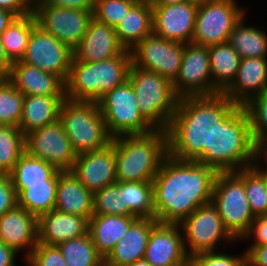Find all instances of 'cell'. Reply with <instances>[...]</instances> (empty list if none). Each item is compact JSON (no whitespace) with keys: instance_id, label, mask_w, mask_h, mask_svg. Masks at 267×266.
<instances>
[{"instance_id":"ee69618b","label":"cell","mask_w":267,"mask_h":266,"mask_svg":"<svg viewBox=\"0 0 267 266\" xmlns=\"http://www.w3.org/2000/svg\"><path fill=\"white\" fill-rule=\"evenodd\" d=\"M25 266H67L58 246L38 243L29 257Z\"/></svg>"},{"instance_id":"91938a15","label":"cell","mask_w":267,"mask_h":266,"mask_svg":"<svg viewBox=\"0 0 267 266\" xmlns=\"http://www.w3.org/2000/svg\"><path fill=\"white\" fill-rule=\"evenodd\" d=\"M138 2H142V3H149V4H153L156 0H137Z\"/></svg>"},{"instance_id":"d6a6232c","label":"cell","mask_w":267,"mask_h":266,"mask_svg":"<svg viewBox=\"0 0 267 266\" xmlns=\"http://www.w3.org/2000/svg\"><path fill=\"white\" fill-rule=\"evenodd\" d=\"M53 165L25 152L9 173L12 184H46L58 181V173Z\"/></svg>"},{"instance_id":"83f0119b","label":"cell","mask_w":267,"mask_h":266,"mask_svg":"<svg viewBox=\"0 0 267 266\" xmlns=\"http://www.w3.org/2000/svg\"><path fill=\"white\" fill-rule=\"evenodd\" d=\"M65 96L25 95L19 129L25 136L29 132L52 124L59 119Z\"/></svg>"},{"instance_id":"7c38bea8","label":"cell","mask_w":267,"mask_h":266,"mask_svg":"<svg viewBox=\"0 0 267 266\" xmlns=\"http://www.w3.org/2000/svg\"><path fill=\"white\" fill-rule=\"evenodd\" d=\"M32 14L36 25L74 50L84 37L93 11L74 10L50 5H37Z\"/></svg>"},{"instance_id":"7bdbcfd3","label":"cell","mask_w":267,"mask_h":266,"mask_svg":"<svg viewBox=\"0 0 267 266\" xmlns=\"http://www.w3.org/2000/svg\"><path fill=\"white\" fill-rule=\"evenodd\" d=\"M225 252V253H224ZM244 252V253H243ZM233 255L225 250L206 252L189 258L190 266H246V253Z\"/></svg>"},{"instance_id":"f6af8a7d","label":"cell","mask_w":267,"mask_h":266,"mask_svg":"<svg viewBox=\"0 0 267 266\" xmlns=\"http://www.w3.org/2000/svg\"><path fill=\"white\" fill-rule=\"evenodd\" d=\"M17 206V195L7 173H0V217Z\"/></svg>"},{"instance_id":"52a82bcc","label":"cell","mask_w":267,"mask_h":266,"mask_svg":"<svg viewBox=\"0 0 267 266\" xmlns=\"http://www.w3.org/2000/svg\"><path fill=\"white\" fill-rule=\"evenodd\" d=\"M142 117L155 129L167 131L179 97L173 83L161 75L131 65L128 73Z\"/></svg>"},{"instance_id":"bcb514c9","label":"cell","mask_w":267,"mask_h":266,"mask_svg":"<svg viewBox=\"0 0 267 266\" xmlns=\"http://www.w3.org/2000/svg\"><path fill=\"white\" fill-rule=\"evenodd\" d=\"M241 241L248 245L267 244V214L258 216L252 221L249 231Z\"/></svg>"},{"instance_id":"ffe728a7","label":"cell","mask_w":267,"mask_h":266,"mask_svg":"<svg viewBox=\"0 0 267 266\" xmlns=\"http://www.w3.org/2000/svg\"><path fill=\"white\" fill-rule=\"evenodd\" d=\"M0 241L26 260L38 244V218L16 206L0 217Z\"/></svg>"},{"instance_id":"6da1fadb","label":"cell","mask_w":267,"mask_h":266,"mask_svg":"<svg viewBox=\"0 0 267 266\" xmlns=\"http://www.w3.org/2000/svg\"><path fill=\"white\" fill-rule=\"evenodd\" d=\"M216 174L210 166L168 154L153 179L155 219L180 224L198 207L211 203Z\"/></svg>"},{"instance_id":"d590c367","label":"cell","mask_w":267,"mask_h":266,"mask_svg":"<svg viewBox=\"0 0 267 266\" xmlns=\"http://www.w3.org/2000/svg\"><path fill=\"white\" fill-rule=\"evenodd\" d=\"M124 205L137 218H155L153 181L123 182Z\"/></svg>"},{"instance_id":"836d02e7","label":"cell","mask_w":267,"mask_h":266,"mask_svg":"<svg viewBox=\"0 0 267 266\" xmlns=\"http://www.w3.org/2000/svg\"><path fill=\"white\" fill-rule=\"evenodd\" d=\"M36 26L35 18L31 13L16 17L0 35L5 52L12 63L22 60L31 32Z\"/></svg>"},{"instance_id":"6f0895ef","label":"cell","mask_w":267,"mask_h":266,"mask_svg":"<svg viewBox=\"0 0 267 266\" xmlns=\"http://www.w3.org/2000/svg\"><path fill=\"white\" fill-rule=\"evenodd\" d=\"M127 266H152L147 260L140 259V260H136L135 262H133L132 264H129Z\"/></svg>"},{"instance_id":"11a10c76","label":"cell","mask_w":267,"mask_h":266,"mask_svg":"<svg viewBox=\"0 0 267 266\" xmlns=\"http://www.w3.org/2000/svg\"><path fill=\"white\" fill-rule=\"evenodd\" d=\"M250 167L262 178L267 190V170L264 169L256 160Z\"/></svg>"},{"instance_id":"e0dca14e","label":"cell","mask_w":267,"mask_h":266,"mask_svg":"<svg viewBox=\"0 0 267 266\" xmlns=\"http://www.w3.org/2000/svg\"><path fill=\"white\" fill-rule=\"evenodd\" d=\"M198 7L187 1L171 5H152L153 33L170 41L191 43Z\"/></svg>"},{"instance_id":"5bb4252c","label":"cell","mask_w":267,"mask_h":266,"mask_svg":"<svg viewBox=\"0 0 267 266\" xmlns=\"http://www.w3.org/2000/svg\"><path fill=\"white\" fill-rule=\"evenodd\" d=\"M26 152L57 170L70 171L77 157L59 120L25 135Z\"/></svg>"},{"instance_id":"3957f363","label":"cell","mask_w":267,"mask_h":266,"mask_svg":"<svg viewBox=\"0 0 267 266\" xmlns=\"http://www.w3.org/2000/svg\"><path fill=\"white\" fill-rule=\"evenodd\" d=\"M117 182L153 181L168 155V135L154 130L144 135L114 137Z\"/></svg>"},{"instance_id":"8d00e7d4","label":"cell","mask_w":267,"mask_h":266,"mask_svg":"<svg viewBox=\"0 0 267 266\" xmlns=\"http://www.w3.org/2000/svg\"><path fill=\"white\" fill-rule=\"evenodd\" d=\"M25 152V136L19 127L0 125V173L9 174Z\"/></svg>"},{"instance_id":"f907efd6","label":"cell","mask_w":267,"mask_h":266,"mask_svg":"<svg viewBox=\"0 0 267 266\" xmlns=\"http://www.w3.org/2000/svg\"><path fill=\"white\" fill-rule=\"evenodd\" d=\"M19 254L0 241V266H17Z\"/></svg>"},{"instance_id":"44dd1931","label":"cell","mask_w":267,"mask_h":266,"mask_svg":"<svg viewBox=\"0 0 267 266\" xmlns=\"http://www.w3.org/2000/svg\"><path fill=\"white\" fill-rule=\"evenodd\" d=\"M125 50L118 40L115 28L92 18L73 53L78 61L94 63L121 55Z\"/></svg>"},{"instance_id":"7dc6e473","label":"cell","mask_w":267,"mask_h":266,"mask_svg":"<svg viewBox=\"0 0 267 266\" xmlns=\"http://www.w3.org/2000/svg\"><path fill=\"white\" fill-rule=\"evenodd\" d=\"M35 3L83 11H94L95 6V0H35Z\"/></svg>"},{"instance_id":"db71d44e","label":"cell","mask_w":267,"mask_h":266,"mask_svg":"<svg viewBox=\"0 0 267 266\" xmlns=\"http://www.w3.org/2000/svg\"><path fill=\"white\" fill-rule=\"evenodd\" d=\"M15 18L16 16L14 14L0 8V35L7 29Z\"/></svg>"},{"instance_id":"9c48e42d","label":"cell","mask_w":267,"mask_h":266,"mask_svg":"<svg viewBox=\"0 0 267 266\" xmlns=\"http://www.w3.org/2000/svg\"><path fill=\"white\" fill-rule=\"evenodd\" d=\"M97 102L112 138L144 135L155 130L140 114L137 99L128 80L107 92Z\"/></svg>"},{"instance_id":"681fc988","label":"cell","mask_w":267,"mask_h":266,"mask_svg":"<svg viewBox=\"0 0 267 266\" xmlns=\"http://www.w3.org/2000/svg\"><path fill=\"white\" fill-rule=\"evenodd\" d=\"M246 266H267V244L247 245Z\"/></svg>"},{"instance_id":"8fae6325","label":"cell","mask_w":267,"mask_h":266,"mask_svg":"<svg viewBox=\"0 0 267 266\" xmlns=\"http://www.w3.org/2000/svg\"><path fill=\"white\" fill-rule=\"evenodd\" d=\"M246 14L247 8L241 7L238 0H210L200 5L191 43L205 47L226 43L234 26Z\"/></svg>"},{"instance_id":"7a4b0ae2","label":"cell","mask_w":267,"mask_h":266,"mask_svg":"<svg viewBox=\"0 0 267 266\" xmlns=\"http://www.w3.org/2000/svg\"><path fill=\"white\" fill-rule=\"evenodd\" d=\"M238 107L223 93L179 98L167 129L168 154L202 163L212 153V135Z\"/></svg>"},{"instance_id":"1f68e13d","label":"cell","mask_w":267,"mask_h":266,"mask_svg":"<svg viewBox=\"0 0 267 266\" xmlns=\"http://www.w3.org/2000/svg\"><path fill=\"white\" fill-rule=\"evenodd\" d=\"M58 181L46 184H12L17 195V206L39 218L55 208Z\"/></svg>"},{"instance_id":"b9f144b4","label":"cell","mask_w":267,"mask_h":266,"mask_svg":"<svg viewBox=\"0 0 267 266\" xmlns=\"http://www.w3.org/2000/svg\"><path fill=\"white\" fill-rule=\"evenodd\" d=\"M244 108L249 116L255 144L267 139V91L252 98Z\"/></svg>"},{"instance_id":"680465c9","label":"cell","mask_w":267,"mask_h":266,"mask_svg":"<svg viewBox=\"0 0 267 266\" xmlns=\"http://www.w3.org/2000/svg\"><path fill=\"white\" fill-rule=\"evenodd\" d=\"M187 2H190L192 4H195L197 6L203 5L204 3L210 1V0H186Z\"/></svg>"},{"instance_id":"f35d334b","label":"cell","mask_w":267,"mask_h":266,"mask_svg":"<svg viewBox=\"0 0 267 266\" xmlns=\"http://www.w3.org/2000/svg\"><path fill=\"white\" fill-rule=\"evenodd\" d=\"M23 97L7 78H0V125L19 127Z\"/></svg>"},{"instance_id":"e575fe53","label":"cell","mask_w":267,"mask_h":266,"mask_svg":"<svg viewBox=\"0 0 267 266\" xmlns=\"http://www.w3.org/2000/svg\"><path fill=\"white\" fill-rule=\"evenodd\" d=\"M58 248L67 266H104V258L98 253L88 232L59 244Z\"/></svg>"},{"instance_id":"4316f807","label":"cell","mask_w":267,"mask_h":266,"mask_svg":"<svg viewBox=\"0 0 267 266\" xmlns=\"http://www.w3.org/2000/svg\"><path fill=\"white\" fill-rule=\"evenodd\" d=\"M137 219L135 216L93 215L88 220V233L104 259Z\"/></svg>"},{"instance_id":"484cf974","label":"cell","mask_w":267,"mask_h":266,"mask_svg":"<svg viewBox=\"0 0 267 266\" xmlns=\"http://www.w3.org/2000/svg\"><path fill=\"white\" fill-rule=\"evenodd\" d=\"M54 209L89 220L94 215L93 192L88 190L71 171H60Z\"/></svg>"},{"instance_id":"9a60e30c","label":"cell","mask_w":267,"mask_h":266,"mask_svg":"<svg viewBox=\"0 0 267 266\" xmlns=\"http://www.w3.org/2000/svg\"><path fill=\"white\" fill-rule=\"evenodd\" d=\"M74 57L73 50L36 26L26 47L22 62L56 74L66 81Z\"/></svg>"},{"instance_id":"c3c4849f","label":"cell","mask_w":267,"mask_h":266,"mask_svg":"<svg viewBox=\"0 0 267 266\" xmlns=\"http://www.w3.org/2000/svg\"><path fill=\"white\" fill-rule=\"evenodd\" d=\"M35 0H0V8L7 10L16 17L27 16L32 13Z\"/></svg>"},{"instance_id":"f5cc1de1","label":"cell","mask_w":267,"mask_h":266,"mask_svg":"<svg viewBox=\"0 0 267 266\" xmlns=\"http://www.w3.org/2000/svg\"><path fill=\"white\" fill-rule=\"evenodd\" d=\"M11 65L0 38V78L8 77Z\"/></svg>"},{"instance_id":"4dcf8cb0","label":"cell","mask_w":267,"mask_h":266,"mask_svg":"<svg viewBox=\"0 0 267 266\" xmlns=\"http://www.w3.org/2000/svg\"><path fill=\"white\" fill-rule=\"evenodd\" d=\"M246 16L234 26L227 42L241 59L267 57V30L262 26L246 25Z\"/></svg>"},{"instance_id":"ba28073f","label":"cell","mask_w":267,"mask_h":266,"mask_svg":"<svg viewBox=\"0 0 267 266\" xmlns=\"http://www.w3.org/2000/svg\"><path fill=\"white\" fill-rule=\"evenodd\" d=\"M211 203L217 208L225 229L240 243L256 218L250 208L243 179L236 172L216 174Z\"/></svg>"},{"instance_id":"277c9868","label":"cell","mask_w":267,"mask_h":266,"mask_svg":"<svg viewBox=\"0 0 267 266\" xmlns=\"http://www.w3.org/2000/svg\"><path fill=\"white\" fill-rule=\"evenodd\" d=\"M255 151L249 116L244 106H238L214 131L212 153L202 164L217 173L237 172L254 163Z\"/></svg>"},{"instance_id":"30bf717a","label":"cell","mask_w":267,"mask_h":266,"mask_svg":"<svg viewBox=\"0 0 267 266\" xmlns=\"http://www.w3.org/2000/svg\"><path fill=\"white\" fill-rule=\"evenodd\" d=\"M179 225L189 258L200 253L224 250L228 247L227 244L238 243L225 229L217 208L212 203L198 207Z\"/></svg>"},{"instance_id":"60d3db41","label":"cell","mask_w":267,"mask_h":266,"mask_svg":"<svg viewBox=\"0 0 267 266\" xmlns=\"http://www.w3.org/2000/svg\"><path fill=\"white\" fill-rule=\"evenodd\" d=\"M137 0H95L93 18L115 28Z\"/></svg>"},{"instance_id":"4fadbf2b","label":"cell","mask_w":267,"mask_h":266,"mask_svg":"<svg viewBox=\"0 0 267 266\" xmlns=\"http://www.w3.org/2000/svg\"><path fill=\"white\" fill-rule=\"evenodd\" d=\"M130 52L133 66L155 72L173 83L180 71L184 44L152 33Z\"/></svg>"},{"instance_id":"2e32d148","label":"cell","mask_w":267,"mask_h":266,"mask_svg":"<svg viewBox=\"0 0 267 266\" xmlns=\"http://www.w3.org/2000/svg\"><path fill=\"white\" fill-rule=\"evenodd\" d=\"M173 88L179 98L212 95L208 47L184 44L180 71L173 82Z\"/></svg>"},{"instance_id":"ac0fdd59","label":"cell","mask_w":267,"mask_h":266,"mask_svg":"<svg viewBox=\"0 0 267 266\" xmlns=\"http://www.w3.org/2000/svg\"><path fill=\"white\" fill-rule=\"evenodd\" d=\"M144 259L152 266H187L181 226L158 222L150 232Z\"/></svg>"},{"instance_id":"9f6ffc18","label":"cell","mask_w":267,"mask_h":266,"mask_svg":"<svg viewBox=\"0 0 267 266\" xmlns=\"http://www.w3.org/2000/svg\"><path fill=\"white\" fill-rule=\"evenodd\" d=\"M186 0H156L152 5H171L182 3Z\"/></svg>"},{"instance_id":"cb8c5ba5","label":"cell","mask_w":267,"mask_h":266,"mask_svg":"<svg viewBox=\"0 0 267 266\" xmlns=\"http://www.w3.org/2000/svg\"><path fill=\"white\" fill-rule=\"evenodd\" d=\"M155 218H138L104 259V266H127L144 258Z\"/></svg>"},{"instance_id":"ab89813d","label":"cell","mask_w":267,"mask_h":266,"mask_svg":"<svg viewBox=\"0 0 267 266\" xmlns=\"http://www.w3.org/2000/svg\"><path fill=\"white\" fill-rule=\"evenodd\" d=\"M244 181L246 196L255 217L267 214V190L262 178L251 168L236 172Z\"/></svg>"},{"instance_id":"8992f818","label":"cell","mask_w":267,"mask_h":266,"mask_svg":"<svg viewBox=\"0 0 267 266\" xmlns=\"http://www.w3.org/2000/svg\"><path fill=\"white\" fill-rule=\"evenodd\" d=\"M76 155L101 150L111 144L98 102L65 98L58 119Z\"/></svg>"},{"instance_id":"f1b7e54d","label":"cell","mask_w":267,"mask_h":266,"mask_svg":"<svg viewBox=\"0 0 267 266\" xmlns=\"http://www.w3.org/2000/svg\"><path fill=\"white\" fill-rule=\"evenodd\" d=\"M120 44L131 51L146 36L153 33L152 4L137 2L115 27Z\"/></svg>"},{"instance_id":"7402d4cb","label":"cell","mask_w":267,"mask_h":266,"mask_svg":"<svg viewBox=\"0 0 267 266\" xmlns=\"http://www.w3.org/2000/svg\"><path fill=\"white\" fill-rule=\"evenodd\" d=\"M264 91H267V57L244 58L223 94L238 106H244Z\"/></svg>"},{"instance_id":"5b68a950","label":"cell","mask_w":267,"mask_h":266,"mask_svg":"<svg viewBox=\"0 0 267 266\" xmlns=\"http://www.w3.org/2000/svg\"><path fill=\"white\" fill-rule=\"evenodd\" d=\"M131 65L129 50L94 63L78 61L73 57L65 81V97L97 102L107 92L128 80Z\"/></svg>"},{"instance_id":"603a6c76","label":"cell","mask_w":267,"mask_h":266,"mask_svg":"<svg viewBox=\"0 0 267 266\" xmlns=\"http://www.w3.org/2000/svg\"><path fill=\"white\" fill-rule=\"evenodd\" d=\"M7 80L24 96H65V82L59 76L22 61L12 63Z\"/></svg>"},{"instance_id":"816d5d0a","label":"cell","mask_w":267,"mask_h":266,"mask_svg":"<svg viewBox=\"0 0 267 266\" xmlns=\"http://www.w3.org/2000/svg\"><path fill=\"white\" fill-rule=\"evenodd\" d=\"M255 160L267 170V139L256 143Z\"/></svg>"},{"instance_id":"74e56055","label":"cell","mask_w":267,"mask_h":266,"mask_svg":"<svg viewBox=\"0 0 267 266\" xmlns=\"http://www.w3.org/2000/svg\"><path fill=\"white\" fill-rule=\"evenodd\" d=\"M93 213L134 216L124 205L123 182H116L93 193Z\"/></svg>"},{"instance_id":"d4e9b609","label":"cell","mask_w":267,"mask_h":266,"mask_svg":"<svg viewBox=\"0 0 267 266\" xmlns=\"http://www.w3.org/2000/svg\"><path fill=\"white\" fill-rule=\"evenodd\" d=\"M88 232V220L56 209L38 218V243L52 246L78 238Z\"/></svg>"},{"instance_id":"d6986e66","label":"cell","mask_w":267,"mask_h":266,"mask_svg":"<svg viewBox=\"0 0 267 266\" xmlns=\"http://www.w3.org/2000/svg\"><path fill=\"white\" fill-rule=\"evenodd\" d=\"M70 171L93 193L116 183V156L113 145L78 154Z\"/></svg>"},{"instance_id":"f546056e","label":"cell","mask_w":267,"mask_h":266,"mask_svg":"<svg viewBox=\"0 0 267 266\" xmlns=\"http://www.w3.org/2000/svg\"><path fill=\"white\" fill-rule=\"evenodd\" d=\"M212 77V95L223 93L233 82L241 57L228 43L208 47Z\"/></svg>"}]
</instances>
